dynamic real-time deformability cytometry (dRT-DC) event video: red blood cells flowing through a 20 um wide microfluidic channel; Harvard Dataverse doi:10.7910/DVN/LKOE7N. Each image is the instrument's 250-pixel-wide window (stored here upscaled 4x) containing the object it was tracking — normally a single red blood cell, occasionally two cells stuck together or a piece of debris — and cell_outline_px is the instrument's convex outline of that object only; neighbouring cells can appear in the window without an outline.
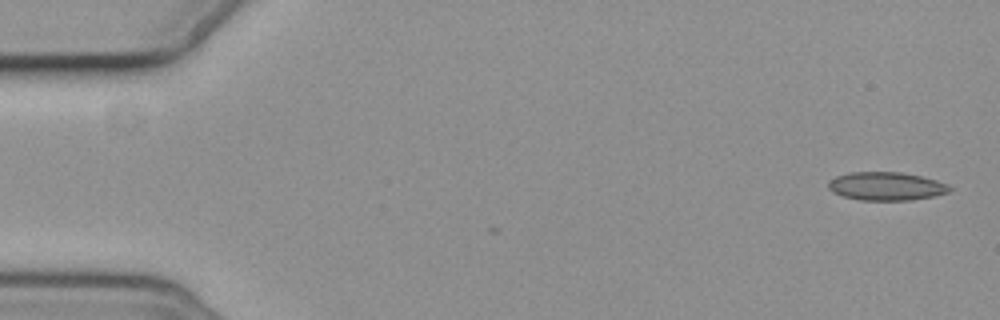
{"species": "common noctule bat (a hibernating species)", "species_latin": "Nyctalus noctula", "temperature_condition": "cold", "stored_images_in_passage": 2, "camera_frame_rate_fps": 3000, "um_per_image_px": 0.085, "animal": {"sex": "female", "body_mass_g": 19.3, "forearm_length_mm": 54.1}, "frame": {"image": 1, "passage_image": 1, "time_ms": 0.0, "image_size_px": [1000, 320], "cell_outline_px": [[952, 188], [948, 192], [936, 196], [912, 200], [860, 200], [844, 196], [832, 192], [828, 188], [828, 180], [836, 176], [848, 172], [900, 172], [920, 176], [936, 180], [948, 184]], "centroid_in_image_um": [75.32, 15.83], "position_along_channel_um": 9.7, "area_um2": 20.11}}